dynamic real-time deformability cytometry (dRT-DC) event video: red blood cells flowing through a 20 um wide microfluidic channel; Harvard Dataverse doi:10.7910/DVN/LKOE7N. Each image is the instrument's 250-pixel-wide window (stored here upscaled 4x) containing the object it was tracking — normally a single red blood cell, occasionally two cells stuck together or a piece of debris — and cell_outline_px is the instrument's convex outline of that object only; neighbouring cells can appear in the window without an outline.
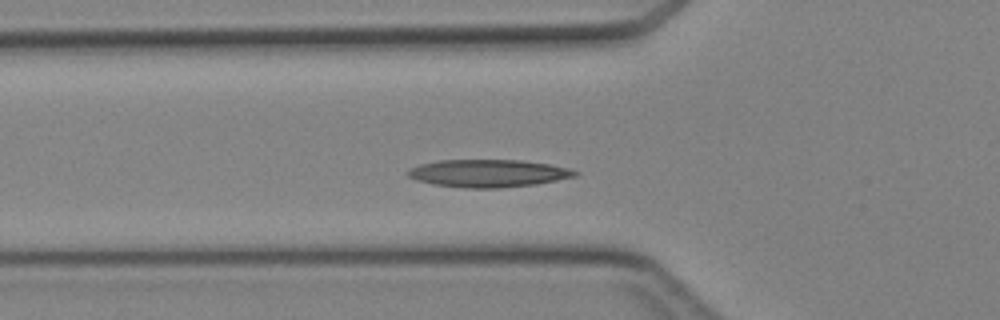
{"species": "Egyptian fruit bat (a non-hibernating species)", "species_latin": "Rousettus aegyptiacus", "temperature_condition": "cold", "stored_images_in_passage": 35, "camera_frame_rate_fps": 3000, "um_per_image_px": 0.085, "animal": {"sex": "female"}, "frame": {"image": 1, "passage_image": 4, "time_ms": 1.0, "image_size_px": [1000, 320], "cell_outline_px": [[580, 172], [576, 176], [536, 184], [500, 188], [464, 188], [432, 184], [416, 180], [408, 176], [408, 172], [412, 168], [420, 164], [440, 160], [520, 160], [548, 164], [568, 168]], "centroid_in_image_um": [41.5, 14.73], "position_along_channel_um": 84.3, "area_um2": 26.76}}
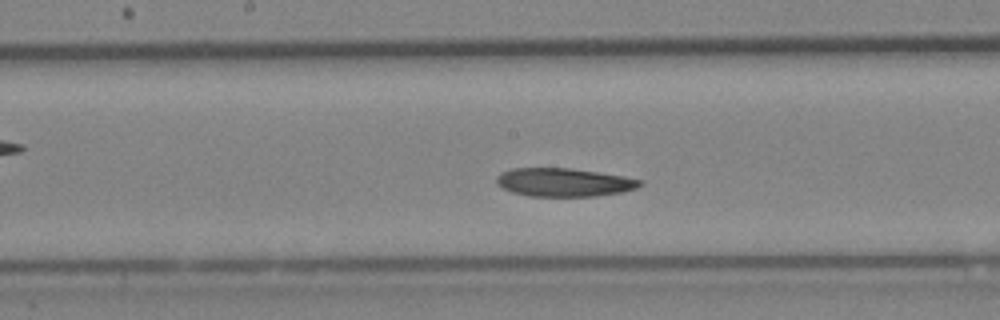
{"frame": {"image": 2, "passage_image": 12, "time_ms": 3.667, "image_size_px": [1000, 320], "cell_outline_px": [[644, 184], [636, 188], [620, 192], [596, 196], [528, 196], [512, 192], [496, 184], [496, 176], [500, 172], [512, 168], [572, 168], [624, 176], [644, 180]], "centroid_in_image_um": [47.93, 15.49], "position_along_channel_um": 200.3, "area_um2": 23.87}}
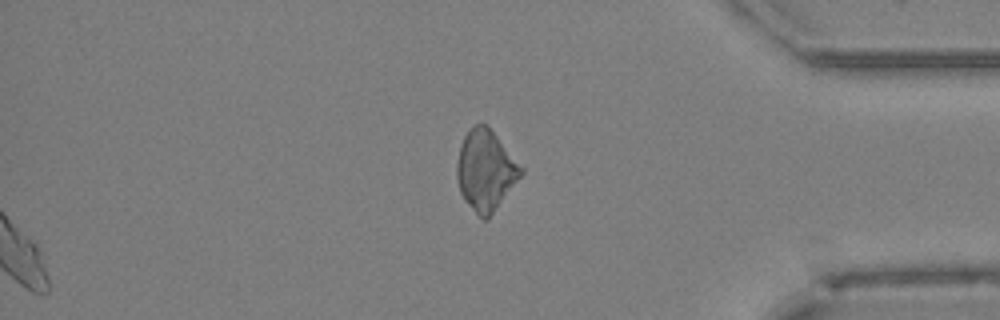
{"frame": {"image": 3, "passage_image": 35, "time_ms": 11.333, "image_size_px": [1000, 320], "cell_outline_px": [[524, 172], [492, 212], [484, 220], [464, 200], [460, 192], [456, 176], [456, 164], [460, 144], [464, 136], [480, 120], [488, 124], [524, 168]], "centroid_in_image_um": [41.27, 14.4], "position_along_channel_um": 393.9, "area_um2": 29.88}}